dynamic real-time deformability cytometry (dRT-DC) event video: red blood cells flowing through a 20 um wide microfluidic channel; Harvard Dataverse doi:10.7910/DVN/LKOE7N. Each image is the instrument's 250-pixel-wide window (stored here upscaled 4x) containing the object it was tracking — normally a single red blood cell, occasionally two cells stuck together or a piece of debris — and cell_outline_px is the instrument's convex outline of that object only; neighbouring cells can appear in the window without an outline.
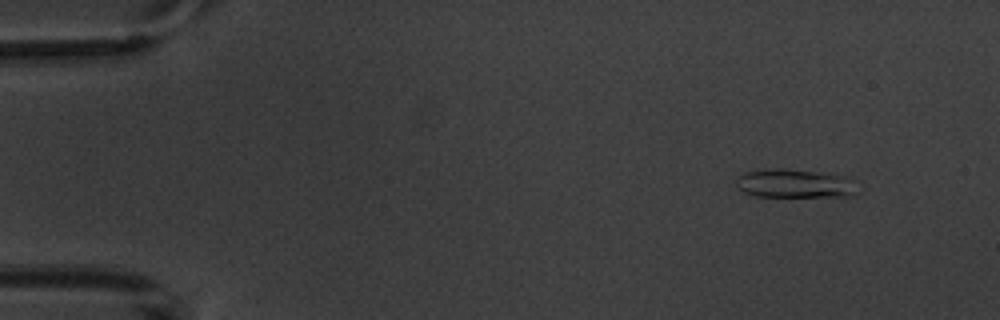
{"species": "common noctule bat (a hibernating species)", "species_latin": "Nyctalus noctula", "temperature_condition": "warm", "stored_images_in_passage": 5, "camera_frame_rate_fps": 3000, "um_per_image_px": 0.085, "animal": {"sex": "male", "body_mass_g": 20.1, "forearm_length_mm": 53.5}, "frame": {"image": 1, "passage_image": 2, "time_ms": 1.0, "image_size_px": [1000, 320], "cell_outline_px": [[856, 196], [756, 196], [744, 192], [736, 184], [736, 180], [744, 172], [768, 168], [784, 168], [824, 172], [848, 176]], "centroid_in_image_um": [67.51, 15.58], "position_along_channel_um": 17.5, "area_um2": 20.17}}